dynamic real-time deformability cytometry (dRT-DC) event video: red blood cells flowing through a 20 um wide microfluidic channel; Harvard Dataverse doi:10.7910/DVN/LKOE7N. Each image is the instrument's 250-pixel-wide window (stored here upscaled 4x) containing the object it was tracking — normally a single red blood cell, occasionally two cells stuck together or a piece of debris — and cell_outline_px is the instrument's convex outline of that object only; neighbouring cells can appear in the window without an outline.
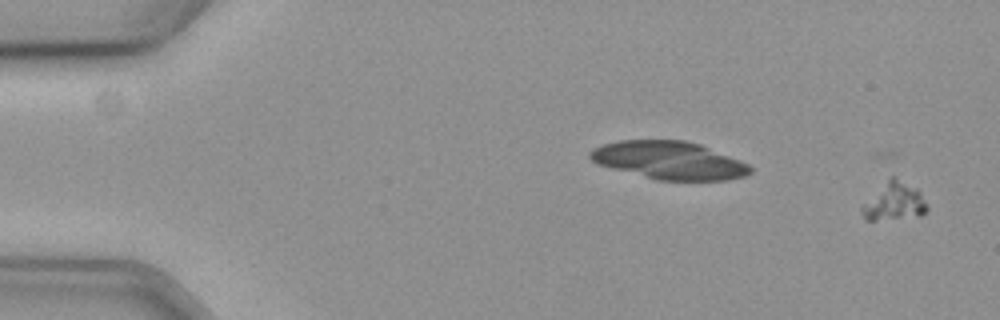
{"species": "common noctule bat (a hibernating species)", "species_latin": "Nyctalus noctula", "temperature_condition": "cold", "stored_images_in_passage": 18, "camera_frame_rate_fps": 3000, "um_per_image_px": 0.085, "animal": {"sex": "female", "body_mass_g": 19.3, "forearm_length_mm": 54.1}, "frame": {"image": 1, "passage_image": 3, "time_ms": 0.667, "image_size_px": [1000, 320], "cell_outline_px": [[928, 208], [920, 216], [876, 220], [864, 220], [860, 212], [860, 208], [892, 176], [916, 188], [920, 192], [928, 204]], "centroid_in_image_um": [76.03, 17.18], "position_along_channel_um": 9.0, "area_um2": 13.99}}